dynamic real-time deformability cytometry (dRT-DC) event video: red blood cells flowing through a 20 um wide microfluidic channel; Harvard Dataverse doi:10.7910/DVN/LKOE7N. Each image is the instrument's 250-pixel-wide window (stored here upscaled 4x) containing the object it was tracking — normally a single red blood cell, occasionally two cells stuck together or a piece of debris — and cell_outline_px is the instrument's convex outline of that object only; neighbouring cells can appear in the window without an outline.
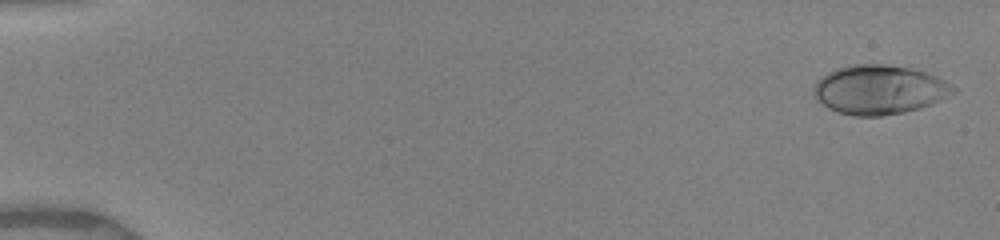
{"species": "human", "species_latin": "Homo sapiens", "temperature_condition": "warm", "stored_images_in_passage": 15, "camera_frame_rate_fps": 3000, "um_per_image_px": 0.085, "donor": {"sex": "female"}, "frame": {"image": 1, "passage_image": 2, "time_ms": 0.333, "image_size_px": [1000, 240], "cell_outline_px": [[956, 92], [932, 104], [920, 108], [904, 112], [880, 116], [852, 116], [836, 112], [828, 108], [816, 100], [812, 92], [812, 88], [816, 80], [828, 72], [836, 68], [856, 64], [884, 64], [912, 68], [936, 76], [952, 84], [956, 88]], "centroid_in_image_um": [74.71, 7.63], "position_along_channel_um": 10.3, "area_um2": 40.34}}